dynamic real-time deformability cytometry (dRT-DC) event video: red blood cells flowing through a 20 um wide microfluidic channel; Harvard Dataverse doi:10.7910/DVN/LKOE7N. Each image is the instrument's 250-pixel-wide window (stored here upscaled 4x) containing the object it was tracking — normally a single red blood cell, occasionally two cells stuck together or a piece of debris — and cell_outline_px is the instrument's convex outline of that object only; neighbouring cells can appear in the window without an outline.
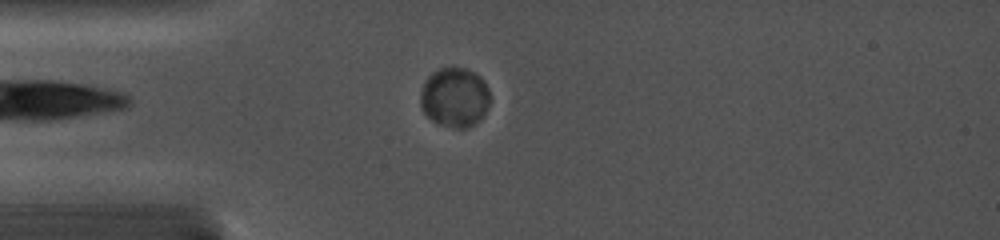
{"species": "common noctule bat (a hibernating species)", "species_latin": "Nyctalus noctula", "temperature_condition": "cold", "stored_images_in_passage": 33, "camera_frame_rate_fps": 5000, "um_per_image_px": 0.085, "animal": {"sex": "female", "body_mass_g": 19.0, "forearm_length_mm": 56.7}, "frame": {"image": 1, "passage_image": 1, "time_ms": 0.0, "image_size_px": [1000, 240], "cell_outline_px": [[488, 108], [480, 120], [464, 128], [456, 128], [440, 124], [432, 120], [424, 112], [420, 104], [420, 92], [428, 76], [432, 72], [440, 68], [452, 64], [464, 68], [480, 76], [484, 80], [488, 88]], "centroid_in_image_um": [38.63, 8.23], "position_along_channel_um": 46.4, "area_um2": 24.28}}
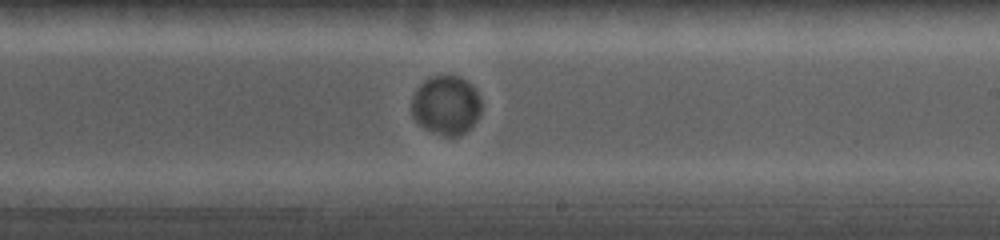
{"frame": {"image": 2, "passage_image": 16, "time_ms": 5.6, "image_size_px": [1000, 240], "cell_outline_px": [[480, 116], [464, 132], [456, 136], [444, 136], [432, 132], [424, 128], [412, 116], [412, 96], [416, 88], [424, 80], [432, 76], [460, 76], [472, 84], [476, 88], [480, 100]], "centroid_in_image_um": [37.91, 8.92], "position_along_channel_um": 251.1, "area_um2": 24.04}}
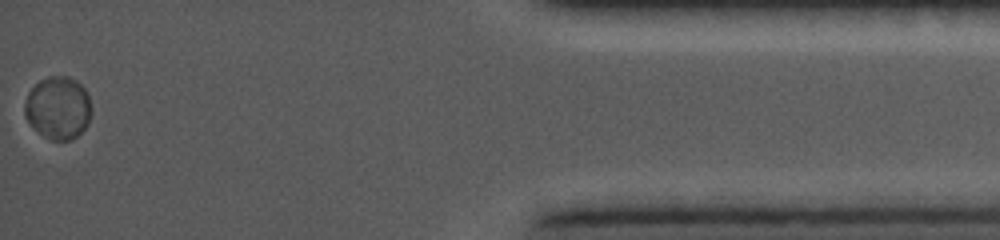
{"frame": {"image": 3, "passage_image": 33, "time_ms": 11.6, "image_size_px": [1000, 240], "cell_outline_px": [[92, 108], [88, 124], [72, 140], [52, 140], [40, 132], [24, 116], [24, 104], [28, 92], [40, 80], [48, 76], [68, 76], [76, 80], [88, 92]], "centroid_in_image_um": [4.96, 9.14], "position_along_channel_um": 430.2, "area_um2": 24.33}}